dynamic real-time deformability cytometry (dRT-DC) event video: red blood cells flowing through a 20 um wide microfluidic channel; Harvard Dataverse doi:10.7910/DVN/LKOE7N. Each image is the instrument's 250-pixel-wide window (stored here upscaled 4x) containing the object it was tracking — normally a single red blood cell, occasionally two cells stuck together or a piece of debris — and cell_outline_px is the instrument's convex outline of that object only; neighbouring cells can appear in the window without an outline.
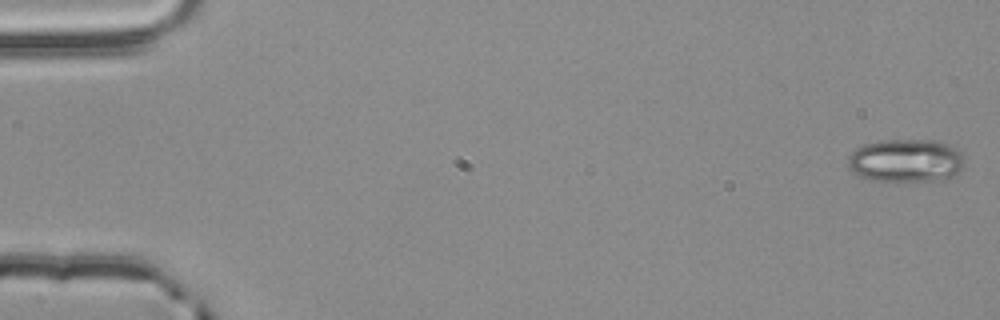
{"species": "common noctule bat (a hibernating species)", "species_latin": "Nyctalus noctula", "temperature_condition": "room temperature", "stored_images_in_passage": 5, "camera_frame_rate_fps": 3000, "um_per_image_px": 0.085, "animal": {"sex": "male", "body_mass_g": 20.4}, "frame": {"image": 1, "passage_image": 1, "time_ms": 0.0, "image_size_px": [1000, 320], "cell_outline_px": [[964, 168], [960, 172], [944, 180], [872, 180], [860, 176], [852, 172], [848, 168], [848, 156], [856, 148], [864, 144], [880, 140], [936, 140], [948, 144], [956, 148], [960, 152], [964, 160]], "centroid_in_image_um": [77.01, 13.64], "position_along_channel_um": 8.0, "area_um2": 29.42}}